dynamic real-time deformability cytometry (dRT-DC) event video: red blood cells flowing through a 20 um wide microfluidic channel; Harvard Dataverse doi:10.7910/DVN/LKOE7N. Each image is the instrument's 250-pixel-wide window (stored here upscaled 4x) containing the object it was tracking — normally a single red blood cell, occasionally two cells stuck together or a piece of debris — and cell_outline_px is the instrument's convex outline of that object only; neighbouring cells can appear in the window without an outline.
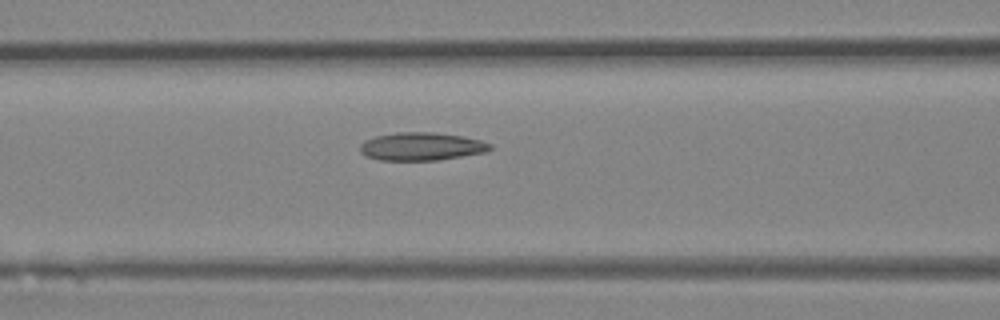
{"species": "Egyptian fruit bat (a non-hibernating species)", "species_latin": "Rousettus aegyptiacus", "temperature_condition": "room temperature", "stored_images_in_passage": 22, "camera_frame_rate_fps": 3000, "um_per_image_px": 0.085, "animal": {"sex": "female"}, "frame": {"image": 1, "passage_image": 13, "time_ms": 4.0, "image_size_px": [1000, 320], "cell_outline_px": [[492, 148], [484, 152], [440, 160], [380, 160], [364, 156], [360, 152], [360, 144], [364, 140], [376, 136], [396, 132], [432, 132], [464, 136], [480, 140], [492, 144]], "centroid_in_image_um": [35.8, 12.44], "position_along_channel_um": 130.8, "area_um2": 21.33}}
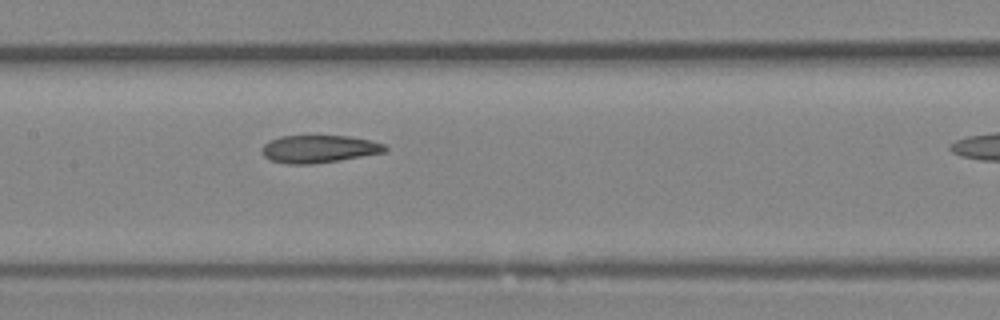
{"frame": {"image": 2, "passage_image": 16, "time_ms": 5.0, "image_size_px": [1000, 320], "cell_outline_px": [[388, 148], [384, 152], [340, 160], [312, 164], [288, 164], [272, 160], [264, 156], [260, 152], [260, 148], [264, 144], [280, 136], [348, 136], [368, 140], [384, 144]], "centroid_in_image_um": [27.07, 12.66], "position_along_channel_um": 180.3, "area_um2": 19.65}}